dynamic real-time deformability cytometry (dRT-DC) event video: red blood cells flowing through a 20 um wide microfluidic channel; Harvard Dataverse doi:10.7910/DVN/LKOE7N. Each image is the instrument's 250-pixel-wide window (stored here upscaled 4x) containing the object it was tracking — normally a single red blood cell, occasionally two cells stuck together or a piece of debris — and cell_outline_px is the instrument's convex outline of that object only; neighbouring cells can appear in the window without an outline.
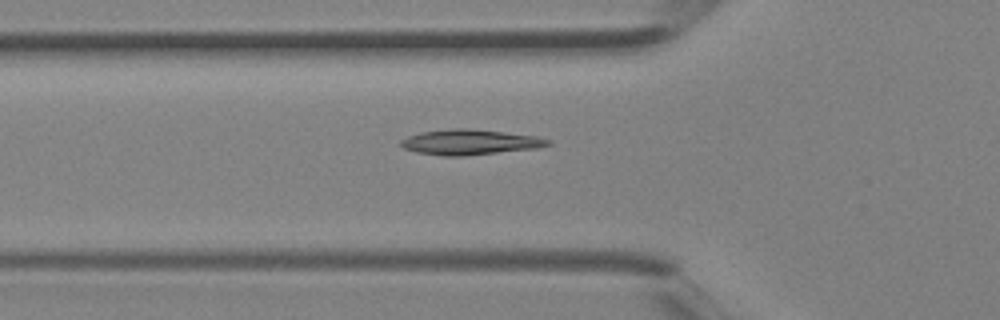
{"species": "Egyptian fruit bat (a non-hibernating species)", "species_latin": "Rousettus aegyptiacus", "temperature_condition": "room temperature", "stored_images_in_passage": 29, "camera_frame_rate_fps": 3000, "um_per_image_px": 0.085, "animal": {"sex": "female"}, "frame": {"image": 1, "passage_image": 5, "time_ms": 1.333, "image_size_px": [1000, 320], "cell_outline_px": [[552, 144], [540, 148], [464, 156], [440, 156], [416, 152], [404, 148], [400, 144], [400, 140], [408, 136], [420, 132], [456, 128], [468, 128], [536, 136], [552, 140]], "centroid_in_image_um": [39.96, 12.09], "position_along_channel_um": 85.8, "area_um2": 21.79}}
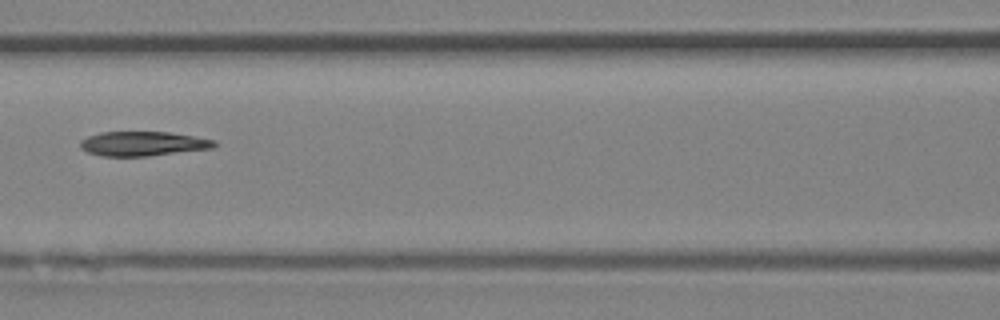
{"frame": {"image": 2, "passage_image": 9, "time_ms": 2.667, "image_size_px": [1000, 320], "cell_outline_px": [[216, 144], [212, 148], [148, 156], [100, 156], [88, 152], [80, 148], [80, 140], [88, 136], [100, 132], [168, 132], [216, 140]], "centroid_in_image_um": [12.11, 12.21], "position_along_channel_um": 154.5, "area_um2": 19.02}}
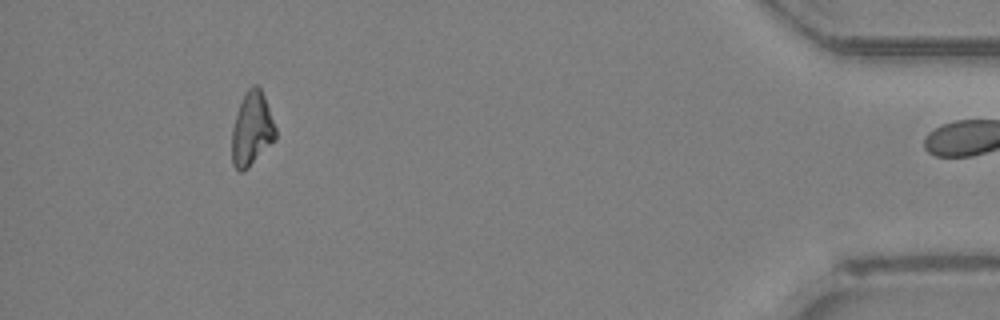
{"frame": {"image": 3, "passage_image": 28, "time_ms": 9.0, "image_size_px": [1000, 320], "cell_outline_px": [[276, 140], [244, 172], [240, 172], [232, 164], [232, 128], [244, 92], [252, 84], [256, 84], [260, 88], [264, 96], [276, 128]], "centroid_in_image_um": [21.41, 10.98], "position_along_channel_um": 413.8, "area_um2": 18.84}}